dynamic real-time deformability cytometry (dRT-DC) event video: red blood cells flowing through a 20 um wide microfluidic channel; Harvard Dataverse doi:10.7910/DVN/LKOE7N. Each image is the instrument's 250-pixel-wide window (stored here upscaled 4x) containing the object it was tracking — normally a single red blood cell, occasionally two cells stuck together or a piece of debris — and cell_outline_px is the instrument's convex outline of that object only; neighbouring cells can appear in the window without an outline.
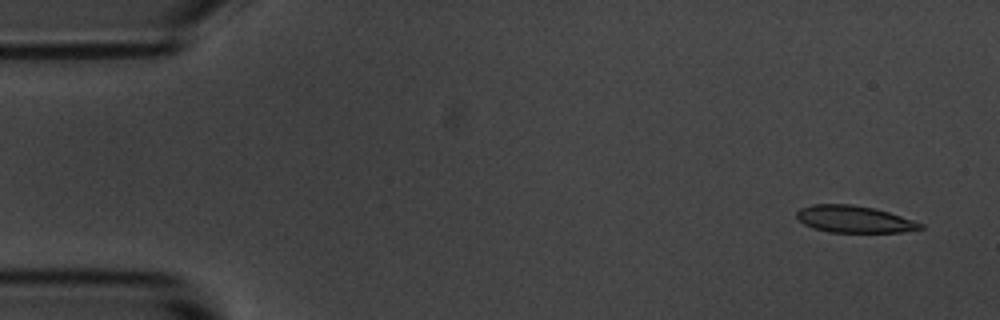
{"species": "common noctule bat (a hibernating species)", "species_latin": "Nyctalus noctula", "temperature_condition": "room temperature", "stored_images_in_passage": 4, "camera_frame_rate_fps": 3000, "um_per_image_px": 0.085, "animal": {"sex": "male", "body_mass_g": 20.1, "forearm_length_mm": 53.5}, "frame": {"image": 1, "passage_image": 1, "time_ms": 0.0, "image_size_px": [1000, 320], "cell_outline_px": [[924, 228], [904, 232], [828, 232], [812, 228], [804, 224], [796, 216], [796, 212], [800, 208], [812, 204], [852, 204], [872, 208], [888, 212], [924, 224]], "centroid_in_image_um": [72.58, 18.63], "position_along_channel_um": 12.4, "area_um2": 19.36}}
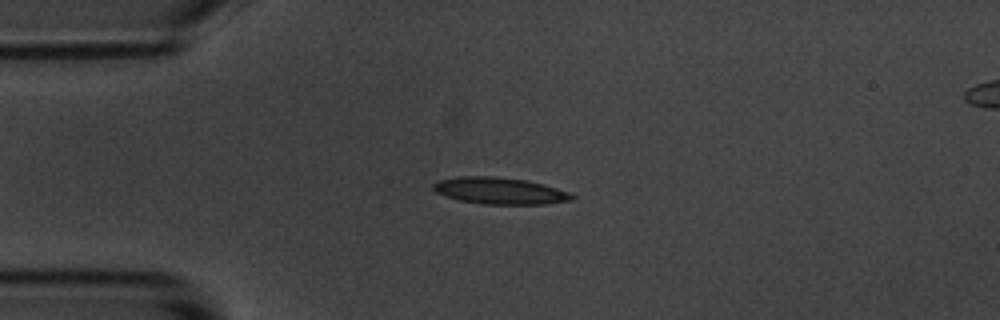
{"frame": {"image": 2, "passage_image": 4, "time_ms": 3.333, "image_size_px": [1000, 320], "cell_outline_px": [[576, 196], [572, 200], [548, 204], [484, 204], [460, 200], [444, 196], [436, 192], [432, 188], [432, 184], [440, 180], [460, 176], [496, 176], [528, 180], [544, 184], [568, 192]], "centroid_in_image_um": [42.49, 16.21], "position_along_channel_um": 42.5, "area_um2": 21.68}}